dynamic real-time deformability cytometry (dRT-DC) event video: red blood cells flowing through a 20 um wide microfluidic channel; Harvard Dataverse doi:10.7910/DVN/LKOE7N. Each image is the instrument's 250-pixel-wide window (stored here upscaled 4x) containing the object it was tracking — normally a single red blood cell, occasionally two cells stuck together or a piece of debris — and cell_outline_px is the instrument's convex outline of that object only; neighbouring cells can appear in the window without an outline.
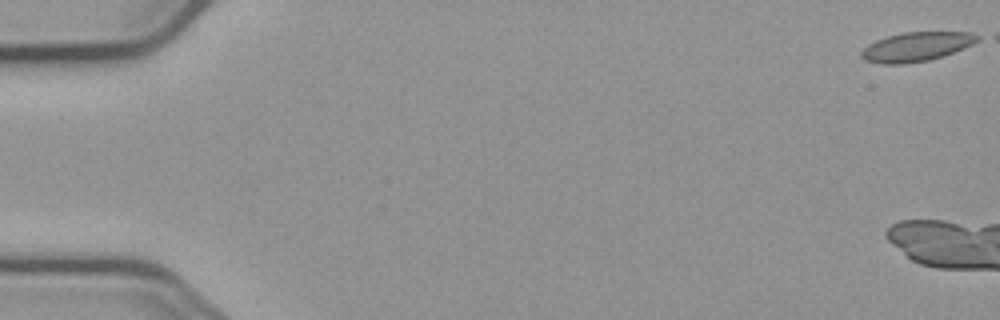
{"species": "common noctule bat (a hibernating species)", "species_latin": "Nyctalus noctula", "temperature_condition": "cold", "stored_images_in_passage": 6, "segment_of_instrument_passage": [2, 2], "camera_frame_rate_fps": 3000, "um_per_image_px": 0.085, "animal": {"sex": "male", "body_mass_g": 23.1, "forearm_length_mm": 52.7}, "frame": {"image": 1, "passage_image": 6, "time_ms": 6.667, "image_size_px": [1000, 320], "cell_outline_px": [[980, 40], [972, 44], [952, 52], [928, 60], [900, 64], [880, 64], [864, 60], [860, 56], [860, 52], [868, 44], [876, 40], [888, 36], [904, 32], [972, 32], [980, 36]], "centroid_in_image_um": [77.86, 3.96], "position_along_channel_um": 7.1, "area_um2": 19.59}}